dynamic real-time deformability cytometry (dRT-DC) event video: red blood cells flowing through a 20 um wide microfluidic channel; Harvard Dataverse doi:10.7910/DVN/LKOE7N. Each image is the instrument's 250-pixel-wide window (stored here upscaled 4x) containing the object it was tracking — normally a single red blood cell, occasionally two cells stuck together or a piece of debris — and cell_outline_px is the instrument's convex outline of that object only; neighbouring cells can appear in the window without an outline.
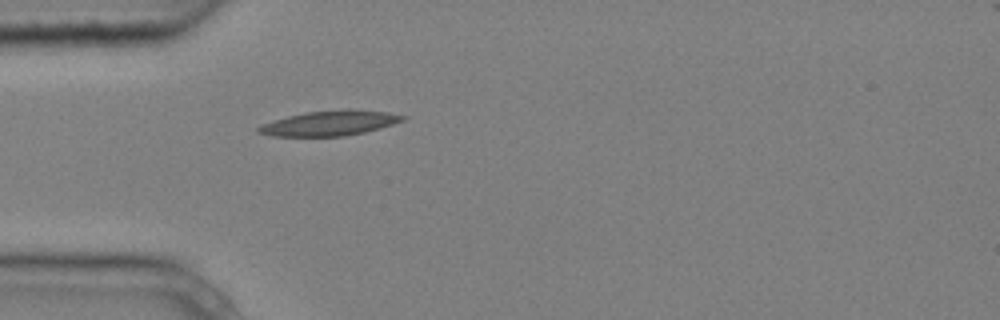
{"species": "common noctule bat (a hibernating species)", "species_latin": "Nyctalus noctula", "temperature_condition": "cold", "stored_images_in_passage": 1, "camera_frame_rate_fps": 3000, "um_per_image_px": 0.085, "animal": {"sex": "male", "body_mass_g": 20.4}, "frame": {"image": 1, "passage_image": 1, "time_ms": 0.0, "image_size_px": [1000, 320], "cell_outline_px": [[408, 116], [404, 120], [380, 128], [364, 132], [344, 136], [272, 136], [256, 132], [256, 128], [260, 124], [288, 116], [304, 112], [348, 108], [352, 108], [388, 112]], "centroid_in_image_um": [28.02, 10.45], "position_along_channel_um": 57.0, "area_um2": 21.27}}